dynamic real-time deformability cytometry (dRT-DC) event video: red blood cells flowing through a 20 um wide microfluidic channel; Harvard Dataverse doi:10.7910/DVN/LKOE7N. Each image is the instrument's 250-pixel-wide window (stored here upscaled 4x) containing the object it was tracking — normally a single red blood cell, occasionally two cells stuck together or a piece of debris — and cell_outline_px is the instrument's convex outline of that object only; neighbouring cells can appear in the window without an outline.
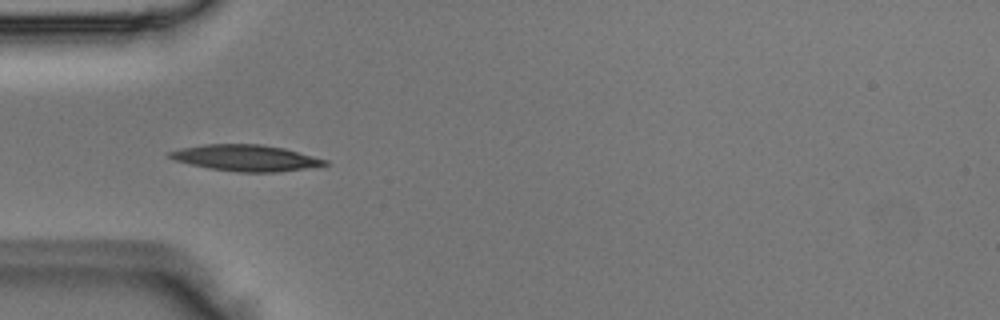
{"species": "Egyptian fruit bat (a non-hibernating species)", "species_latin": "Rousettus aegyptiacus", "temperature_condition": "room temperature", "stored_images_in_passage": 3, "camera_frame_rate_fps": 3000, "um_per_image_px": 0.085, "animal": {"sex": "male"}, "frame": {"image": 1, "passage_image": 2, "time_ms": 0.333, "image_size_px": [1000, 320], "cell_outline_px": [[328, 164], [280, 172], [240, 172], [208, 168], [176, 160], [168, 156], [168, 152], [180, 148], [204, 144], [260, 144], [284, 148], [328, 160]], "centroid_in_image_um": [20.89, 13.42], "position_along_channel_um": 64.1, "area_um2": 23.47}}
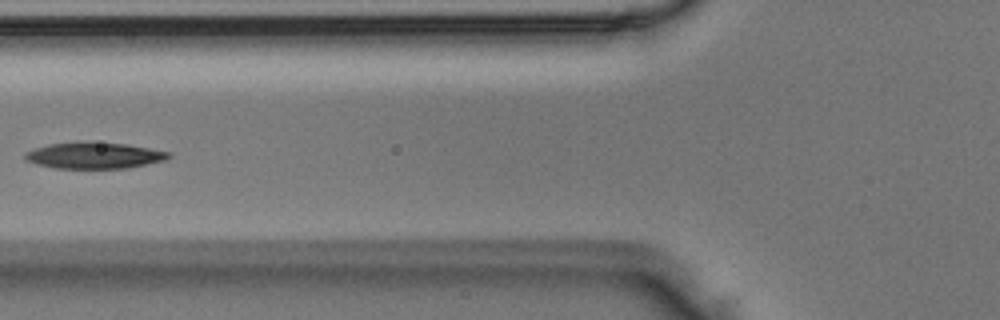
{"frame": {"image": 2, "passage_image": 3, "time_ms": 0.667, "image_size_px": [1000, 320], "cell_outline_px": [[172, 156], [164, 160], [128, 168], [56, 168], [36, 164], [24, 160], [24, 152], [48, 144], [76, 140], [128, 144], [172, 152]], "centroid_in_image_um": [7.99, 13.19], "position_along_channel_um": 117.8, "area_um2": 22.43}}